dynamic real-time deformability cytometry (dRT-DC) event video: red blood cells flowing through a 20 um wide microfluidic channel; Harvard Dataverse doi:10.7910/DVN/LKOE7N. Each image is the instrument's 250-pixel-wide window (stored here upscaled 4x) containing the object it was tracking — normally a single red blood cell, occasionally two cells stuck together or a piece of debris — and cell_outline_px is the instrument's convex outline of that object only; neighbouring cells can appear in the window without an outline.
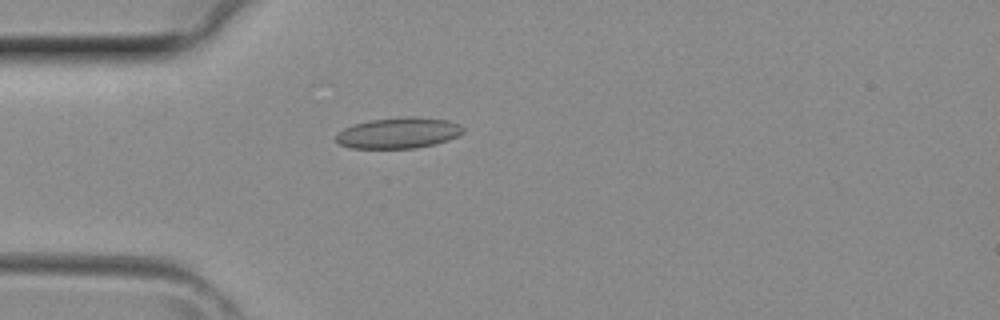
{"species": "common noctule bat (a hibernating species)", "species_latin": "Nyctalus noctula", "temperature_condition": "room temperature", "stored_images_in_passage": 3, "camera_frame_rate_fps": 3000, "um_per_image_px": 0.085, "animal": {"sex": "female", "body_mass_g": 29.2, "forearm_length_mm": 56.3}, "frame": {"image": 1, "passage_image": 3, "time_ms": 0.667, "image_size_px": [1000, 320], "cell_outline_px": [[464, 132], [448, 140], [416, 148], [352, 148], [340, 144], [336, 140], [336, 132], [352, 124], [372, 120], [408, 116], [416, 116], [448, 120], [460, 124], [464, 128]], "centroid_in_image_um": [33.87, 11.29], "position_along_channel_um": 51.1, "area_um2": 22.89}}